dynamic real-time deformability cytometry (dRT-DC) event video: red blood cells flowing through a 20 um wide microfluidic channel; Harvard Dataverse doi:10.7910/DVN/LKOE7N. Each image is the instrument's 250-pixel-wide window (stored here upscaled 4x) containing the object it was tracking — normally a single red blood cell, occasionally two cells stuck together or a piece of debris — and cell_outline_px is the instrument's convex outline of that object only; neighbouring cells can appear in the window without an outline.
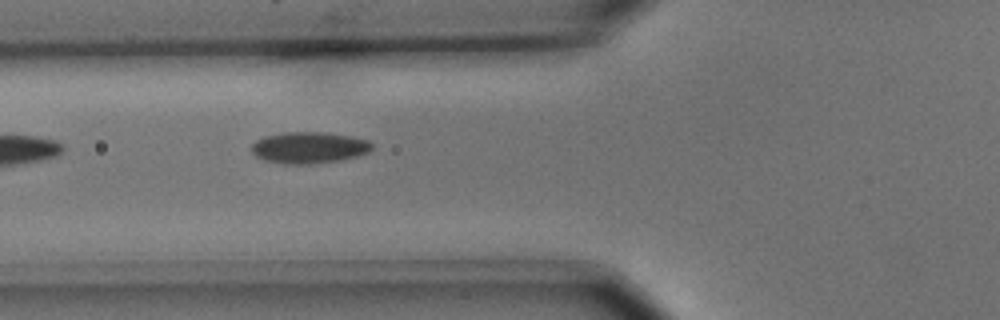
{"species": "common noctule bat (a hibernating species)", "species_latin": "Nyctalus noctula", "temperature_condition": "cold", "stored_images_in_passage": 5, "camera_frame_rate_fps": 3000, "um_per_image_px": 0.085, "animal": {"sex": "male", "body_mass_g": 15.6}, "frame": {"image": 1, "passage_image": 5, "time_ms": 1.333, "image_size_px": [1000, 320], "cell_outline_px": [[372, 148], [368, 152], [356, 156], [340, 160], [312, 164], [284, 164], [264, 160], [256, 156], [252, 152], [252, 144], [256, 140], [264, 136], [284, 132], [324, 132], [352, 136], [368, 140], [372, 144]], "centroid_in_image_um": [26.25, 12.54], "position_along_channel_um": 99.5, "area_um2": 22.14}}